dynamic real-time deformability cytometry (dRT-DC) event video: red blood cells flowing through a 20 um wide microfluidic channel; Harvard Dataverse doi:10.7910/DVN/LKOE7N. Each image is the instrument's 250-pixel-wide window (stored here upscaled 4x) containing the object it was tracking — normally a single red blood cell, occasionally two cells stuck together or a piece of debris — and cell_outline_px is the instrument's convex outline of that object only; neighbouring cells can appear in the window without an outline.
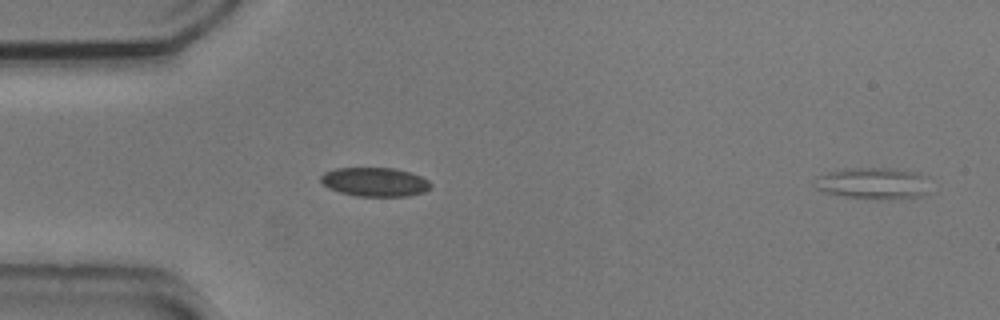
{"species": "common noctule bat (a hibernating species)", "species_latin": "Nyctalus noctula", "temperature_condition": "cold", "stored_images_in_passage": 6, "segment_of_instrument_passage": [2, 2], "camera_frame_rate_fps": 3000, "um_per_image_px": 0.085, "animal": {"sex": "male", "body_mass_g": 20.5, "forearm_length_mm": 52.5}, "frame": {"image": 1, "passage_image": 6, "time_ms": 1.667, "image_size_px": [1000, 320], "cell_outline_px": [[928, 192], [924, 196], [900, 200], [876, 200], [844, 196], [824, 192], [816, 188], [812, 184], [812, 180], [816, 176], [828, 172], [844, 168], [888, 168], [912, 172], [916, 176]], "centroid_in_image_um": [74.04, 15.62], "position_along_channel_um": 11.0, "area_um2": 21.04}}